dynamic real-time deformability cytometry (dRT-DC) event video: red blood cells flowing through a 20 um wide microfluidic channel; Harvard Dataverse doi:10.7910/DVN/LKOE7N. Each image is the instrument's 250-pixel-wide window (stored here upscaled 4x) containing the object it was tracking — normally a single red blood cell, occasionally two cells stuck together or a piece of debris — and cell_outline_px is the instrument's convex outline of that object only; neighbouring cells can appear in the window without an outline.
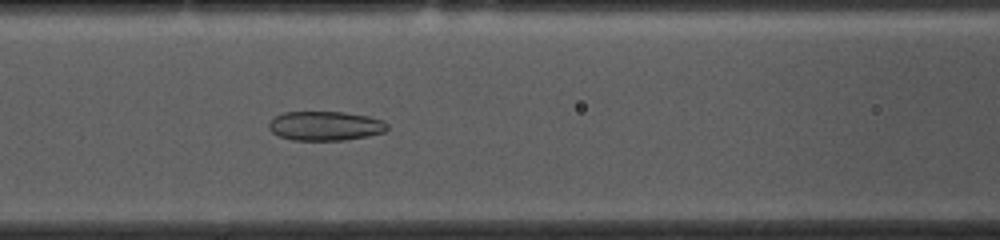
{"species": "common noctule bat (a hibernating species)", "species_latin": "Nyctalus noctula", "temperature_condition": "cold", "stored_images_in_passage": 53, "camera_frame_rate_fps": 3000, "um_per_image_px": 0.085, "animal": {"sex": "female", "body_mass_g": 10.0, "forearm_length_mm": 53.1}, "frame": {"image": 1, "passage_image": 21, "time_ms": 6.667, "image_size_px": [1000, 240], "cell_outline_px": [[388, 128], [384, 132], [368, 136], [344, 140], [292, 140], [280, 136], [272, 132], [268, 128], [268, 124], [276, 116], [284, 112], [344, 112], [368, 116], [384, 120], [388, 124]], "centroid_in_image_um": [27.67, 10.7], "position_along_channel_um": 138.9, "area_um2": 20.23}}
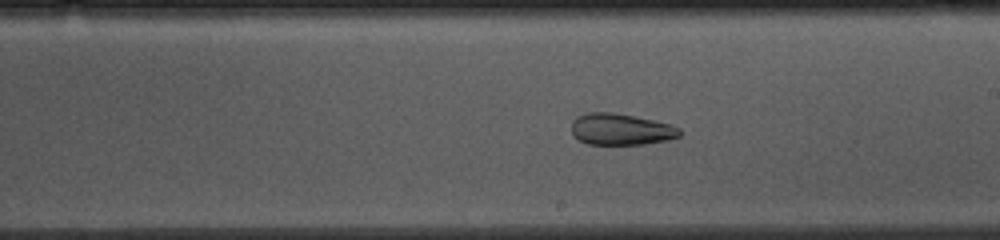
{"frame": {"image": 2, "passage_image": 29, "time_ms": 9.333, "image_size_px": [1000, 240], "cell_outline_px": [[680, 136], [668, 140], [644, 144], [588, 144], [572, 136], [572, 120], [576, 116], [588, 112], [612, 112], [672, 124], [680, 128]], "centroid_in_image_um": [52.76, 10.99], "position_along_channel_um": 236.2, "area_um2": 19.88}}
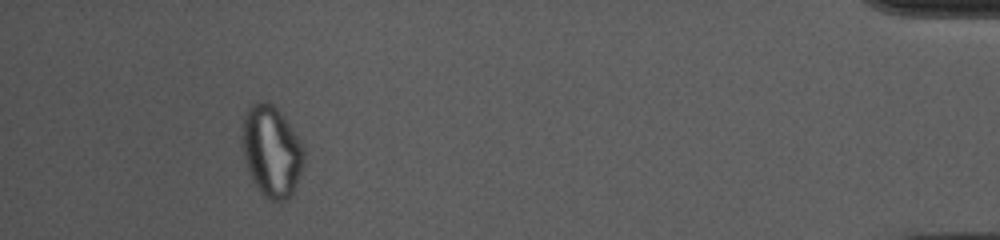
{"frame": {"image": 3, "passage_image": 49, "time_ms": 16.0, "image_size_px": [1000, 240], "cell_outline_px": [[304, 164], [292, 196], [288, 200], [280, 204], [264, 196], [256, 188], [252, 180], [244, 160], [240, 140], [240, 136], [244, 120], [248, 108], [256, 100], [268, 100], [280, 112], [292, 128], [304, 152]], "centroid_in_image_um": [23.05, 12.89], "position_along_channel_um": 412.1, "area_um2": 33.29}, "authors_computed_cell_mechanics": {"area_um2": 25.432, "velocity_mm_per_s": 3.6611, "shape_relaxation_time_tau1_ms": null, "shape_relaxation_time_tau2_ms": 2.4015, "deformation_change_tau1": null, "deformation_change_tau2": 0.076}}